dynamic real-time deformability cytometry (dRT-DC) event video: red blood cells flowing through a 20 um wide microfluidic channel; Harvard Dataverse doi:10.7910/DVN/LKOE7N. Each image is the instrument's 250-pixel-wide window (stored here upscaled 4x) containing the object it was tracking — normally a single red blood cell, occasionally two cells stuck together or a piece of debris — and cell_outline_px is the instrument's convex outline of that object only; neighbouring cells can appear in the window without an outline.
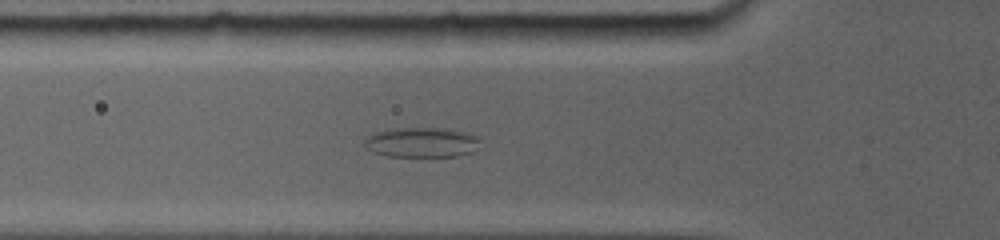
{"species": "common noctule bat (a hibernating species)", "species_latin": "Nyctalus noctula", "temperature_condition": "room temperature", "stored_images_in_passage": 29, "camera_frame_rate_fps": 5000, "um_per_image_px": 0.085, "animal": {"sex": "female", "body_mass_g": 19.0, "forearm_length_mm": 56.7}, "frame": {"image": 1, "passage_image": 2, "time_ms": 0.4, "image_size_px": [1000, 240], "cell_outline_px": [[480, 140], [472, 152], [456, 156], [388, 156], [376, 152], [368, 148], [364, 144], [372, 136], [380, 132], [456, 132], [472, 136]], "centroid_in_image_um": [35.87, 12.23], "position_along_channel_um": 89.9, "area_um2": 17.34}}
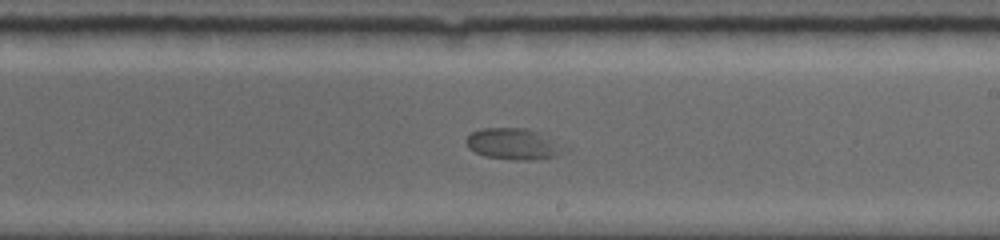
{"frame": {"image": 2, "passage_image": 13, "time_ms": 4.6, "image_size_px": [1000, 240], "cell_outline_px": [[572, 148], [556, 156], [536, 160], [512, 160], [484, 156], [468, 148], [464, 140], [472, 132], [484, 128], [524, 128], [540, 132]], "centroid_in_image_um": [43.72, 12.25], "position_along_channel_um": 245.3, "area_um2": 18.32}}
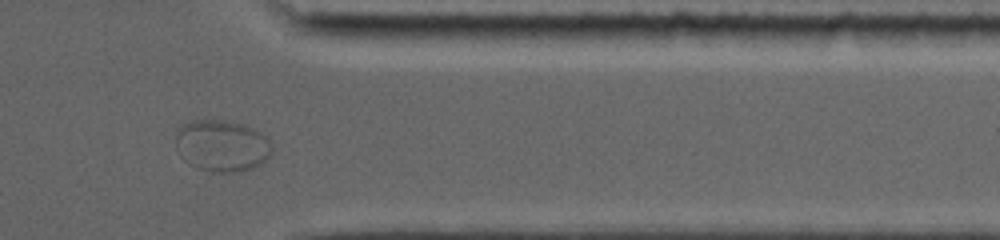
{"frame": {"image": 3, "passage_image": 24, "time_ms": 8.6, "image_size_px": [1000, 240], "cell_outline_px": [[272, 152], [256, 168], [240, 172], [208, 172], [196, 168], [188, 164], [176, 148], [176, 128], [180, 124], [188, 120], [224, 120], [244, 124], [260, 132], [272, 144]], "centroid_in_image_um": [18.83, 12.39], "position_along_channel_um": 392.6, "area_um2": 29.48}}